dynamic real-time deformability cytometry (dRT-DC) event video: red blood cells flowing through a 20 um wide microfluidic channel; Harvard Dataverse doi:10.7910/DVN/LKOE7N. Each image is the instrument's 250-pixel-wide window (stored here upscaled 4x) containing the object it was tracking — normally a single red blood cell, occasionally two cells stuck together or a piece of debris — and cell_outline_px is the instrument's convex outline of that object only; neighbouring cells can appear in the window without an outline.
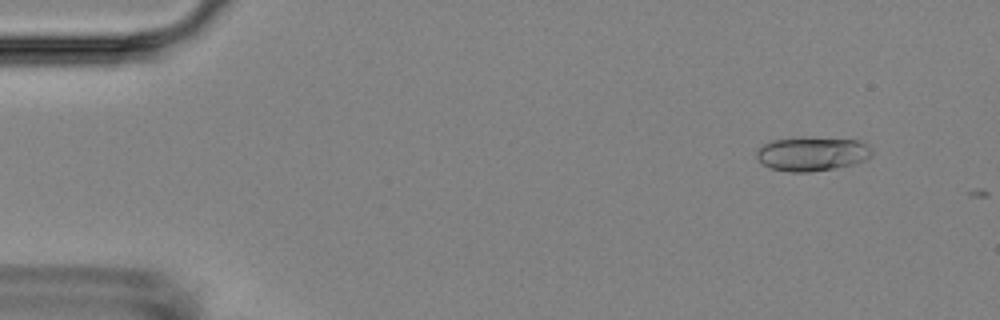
{"species": "Egyptian fruit bat (a non-hibernating species)", "species_latin": "Rousettus aegyptiacus", "temperature_condition": "room temperature", "stored_images_in_passage": 6, "camera_frame_rate_fps": 3000, "um_per_image_px": 0.085, "animal": {"sex": "female"}, "frame": {"image": 1, "passage_image": 5, "time_ms": 1.333, "image_size_px": [1000, 320], "cell_outline_px": [[872, 156], [864, 160], [852, 164], [832, 168], [808, 172], [792, 172], [768, 168], [756, 156], [756, 152], [764, 144], [772, 140], [856, 140], [868, 144], [872, 148]], "centroid_in_image_um": [69.04, 13.12], "position_along_channel_um": 16.0, "area_um2": 21.79}}